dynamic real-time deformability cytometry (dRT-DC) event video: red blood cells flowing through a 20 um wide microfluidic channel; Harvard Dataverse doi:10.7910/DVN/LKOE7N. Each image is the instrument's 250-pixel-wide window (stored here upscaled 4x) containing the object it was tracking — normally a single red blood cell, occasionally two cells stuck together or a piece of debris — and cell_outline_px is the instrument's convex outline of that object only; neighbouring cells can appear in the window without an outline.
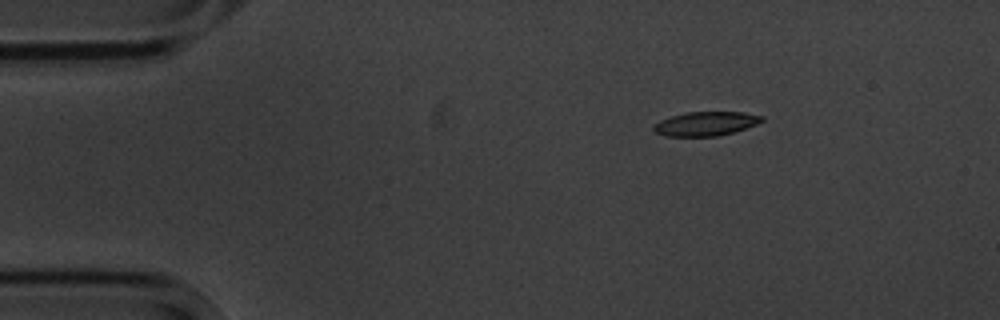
{"species": "common noctule bat (a hibernating species)", "species_latin": "Nyctalus noctula", "temperature_condition": "cold", "stored_images_in_passage": 4, "segment_of_instrument_passage": [1, 2], "camera_frame_rate_fps": 3000, "um_per_image_px": 0.085, "animal": {"sex": "male", "body_mass_g": 20.1, "forearm_length_mm": 53.5}, "frame": {"image": 1, "passage_image": 1, "time_ms": 0.0, "image_size_px": [1000, 320], "cell_outline_px": [[764, 120], [756, 124], [720, 136], [664, 136], [656, 132], [652, 128], [660, 120], [672, 116], [688, 112], [744, 112], [764, 116]], "centroid_in_image_um": [60.0, 10.51], "position_along_channel_um": 25.0, "area_um2": 15.03}}